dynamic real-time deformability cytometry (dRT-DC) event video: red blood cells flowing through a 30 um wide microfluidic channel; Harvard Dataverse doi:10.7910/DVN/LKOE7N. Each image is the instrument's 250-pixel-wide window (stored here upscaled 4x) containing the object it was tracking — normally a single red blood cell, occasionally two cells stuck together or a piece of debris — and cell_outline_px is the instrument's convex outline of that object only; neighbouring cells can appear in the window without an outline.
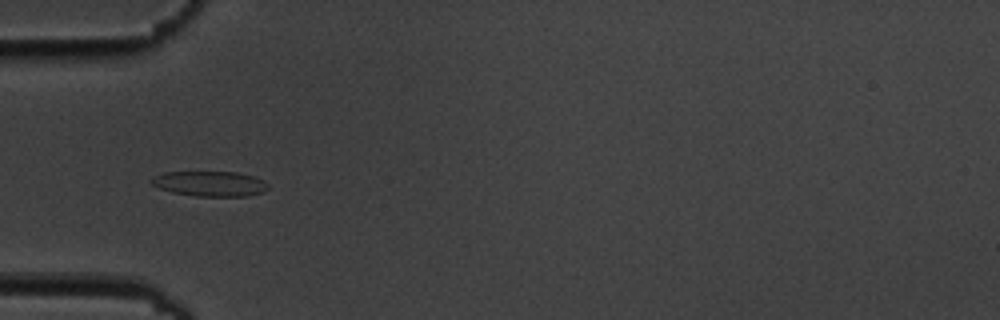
{"species": "common noctule bat (a hibernating species)", "species_latin": "Nyctalus noctula", "temperature_condition": "cold", "stored_images_in_passage": 4, "camera_frame_rate_fps": 3000, "um_per_image_px": 0.085, "animal": {"sex": "male", "body_mass_g": 19.5, "forearm_length_mm": 54.6}, "frame": {"image": 1, "passage_image": 1, "time_ms": 0.0, "image_size_px": [1000, 320], "cell_outline_px": [[268, 188], [264, 192], [248, 196], [196, 196], [172, 192], [160, 188], [152, 184], [148, 180], [152, 176], [164, 172], [236, 172], [252, 176], [264, 180], [268, 184]], "centroid_in_image_um": [17.83, 15.61], "position_along_channel_um": 67.2, "area_um2": 17.17}}
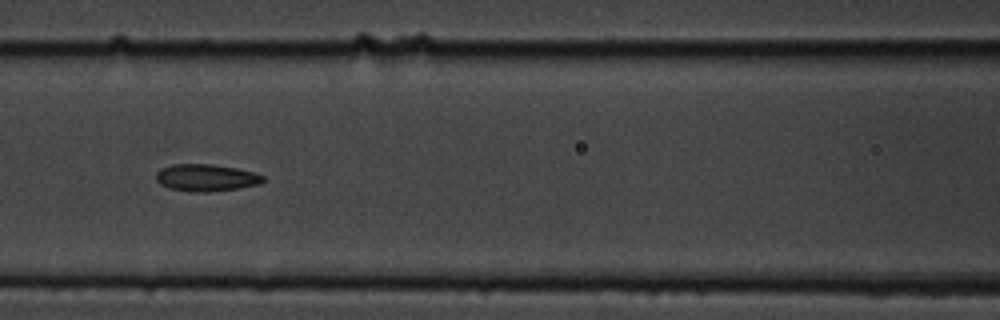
{"frame": {"image": 2, "passage_image": 3, "time_ms": 2.333, "image_size_px": [1000, 320], "cell_outline_px": [[264, 180], [260, 184], [236, 188], [208, 192], [192, 192], [168, 188], [160, 184], [156, 180], [156, 172], [160, 168], [172, 164], [212, 164], [236, 168], [256, 172], [264, 176]], "centroid_in_image_um": [17.5, 15.1], "position_along_channel_um": 149.1, "area_um2": 16.99}}
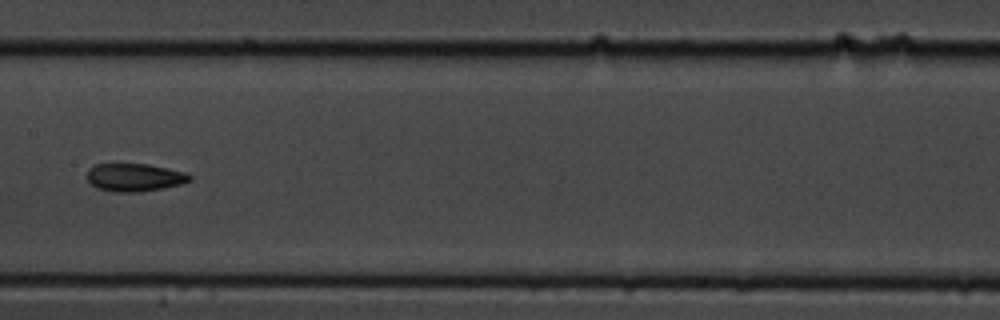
{"frame": {"image": 3, "passage_image": 4, "time_ms": 3.667, "image_size_px": [1000, 320], "cell_outline_px": [[192, 180], [180, 184], [164, 188], [140, 192], [112, 192], [96, 188], [88, 180], [88, 168], [96, 164], [148, 164], [188, 172], [192, 176]], "centroid_in_image_um": [11.47, 15.08], "position_along_channel_um": 195.9, "area_um2": 16.88}}